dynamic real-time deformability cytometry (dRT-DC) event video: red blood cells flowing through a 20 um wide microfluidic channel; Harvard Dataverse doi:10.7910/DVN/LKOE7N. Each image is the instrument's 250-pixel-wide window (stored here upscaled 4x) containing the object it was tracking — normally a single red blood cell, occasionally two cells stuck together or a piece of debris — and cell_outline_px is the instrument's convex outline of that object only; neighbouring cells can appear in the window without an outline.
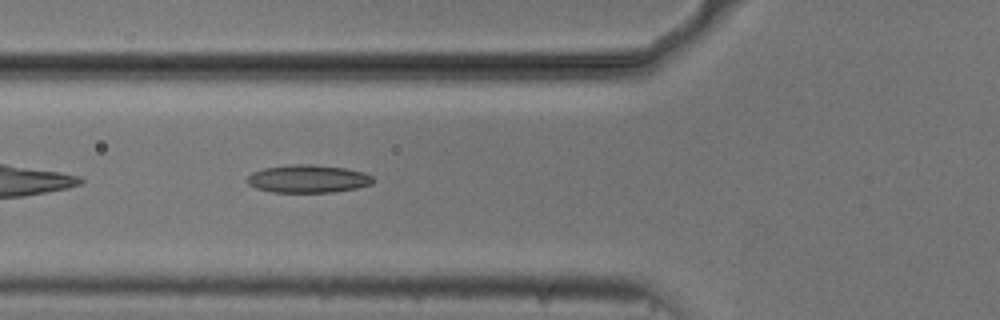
{"species": "common noctule bat (a hibernating species)", "species_latin": "Nyctalus noctula", "temperature_condition": "cold", "stored_images_in_passage": 39, "camera_frame_rate_fps": 3000, "um_per_image_px": 0.085, "animal": {"sex": "male", "body_mass_g": 20.5, "forearm_length_mm": 52.5}, "frame": {"image": 1, "passage_image": 5, "time_ms": 1.333, "image_size_px": [1000, 320], "cell_outline_px": [[376, 180], [372, 184], [356, 188], [332, 192], [272, 192], [256, 188], [248, 184], [244, 180], [252, 172], [264, 168], [288, 164], [312, 164], [344, 168], [364, 172], [372, 176]], "centroid_in_image_um": [26.16, 15.19], "position_along_channel_um": 99.6, "area_um2": 20.63}}
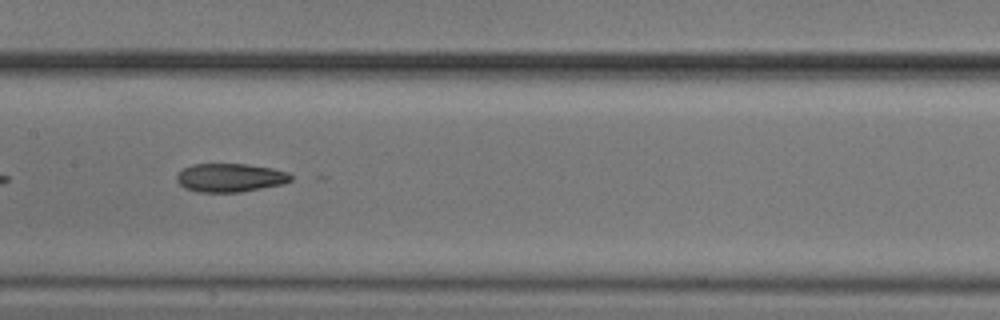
{"frame": {"image": 2, "passage_image": 12, "time_ms": 3.667, "image_size_px": [1000, 320], "cell_outline_px": [[292, 180], [284, 184], [240, 192], [196, 192], [184, 188], [176, 180], [176, 176], [184, 168], [192, 164], [244, 164], [272, 168], [288, 172], [292, 176]], "centroid_in_image_um": [19.57, 15.11], "position_along_channel_um": 187.8, "area_um2": 19.02}}
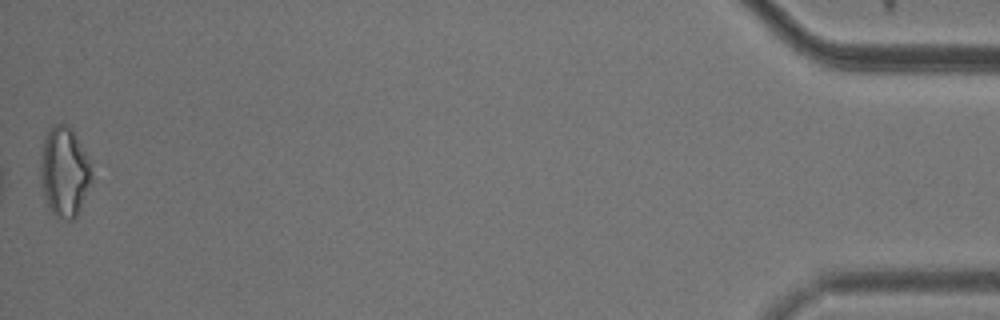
{"frame": {"image": 3, "passage_image": 39, "time_ms": 12.667, "image_size_px": [1000, 320], "cell_outline_px": [[92, 180], [80, 208], [76, 216], [72, 220], [68, 220], [56, 216], [48, 208], [44, 196], [40, 176], [40, 160], [44, 140], [52, 124], [68, 124], [72, 128], [88, 160], [92, 172]], "centroid_in_image_um": [5.46, 14.61], "position_along_channel_um": 429.7, "area_um2": 26.59}, "authors_computed_cell_mechanics": {"area_um2": 19.652, "velocity_mm_per_s": 3.7421, "shape_relaxation_time_tau1_ms": 3.5566, "shape_relaxation_time_tau2_ms": 4.3212, "deformation_change_tau1": 0.1299, "deformation_change_tau2": 0.1332}}